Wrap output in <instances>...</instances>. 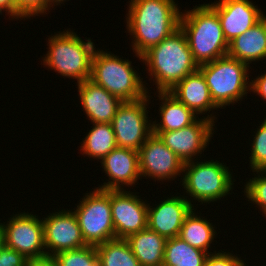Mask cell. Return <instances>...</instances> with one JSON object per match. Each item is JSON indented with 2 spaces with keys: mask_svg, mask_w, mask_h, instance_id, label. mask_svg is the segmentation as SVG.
Masks as SVG:
<instances>
[{
  "mask_svg": "<svg viewBox=\"0 0 266 266\" xmlns=\"http://www.w3.org/2000/svg\"><path fill=\"white\" fill-rule=\"evenodd\" d=\"M99 266H141L126 239L115 238L96 245Z\"/></svg>",
  "mask_w": 266,
  "mask_h": 266,
  "instance_id": "26",
  "label": "cell"
},
{
  "mask_svg": "<svg viewBox=\"0 0 266 266\" xmlns=\"http://www.w3.org/2000/svg\"><path fill=\"white\" fill-rule=\"evenodd\" d=\"M250 159L251 170H266V119L257 128L253 139Z\"/></svg>",
  "mask_w": 266,
  "mask_h": 266,
  "instance_id": "28",
  "label": "cell"
},
{
  "mask_svg": "<svg viewBox=\"0 0 266 266\" xmlns=\"http://www.w3.org/2000/svg\"><path fill=\"white\" fill-rule=\"evenodd\" d=\"M73 212L87 245L96 246L116 238L111 213L110 190L96 188L92 193H87Z\"/></svg>",
  "mask_w": 266,
  "mask_h": 266,
  "instance_id": "8",
  "label": "cell"
},
{
  "mask_svg": "<svg viewBox=\"0 0 266 266\" xmlns=\"http://www.w3.org/2000/svg\"><path fill=\"white\" fill-rule=\"evenodd\" d=\"M42 222L45 248L51 251L47 252V256L87 245L74 212L64 209V211L50 213L47 218L42 219Z\"/></svg>",
  "mask_w": 266,
  "mask_h": 266,
  "instance_id": "14",
  "label": "cell"
},
{
  "mask_svg": "<svg viewBox=\"0 0 266 266\" xmlns=\"http://www.w3.org/2000/svg\"><path fill=\"white\" fill-rule=\"evenodd\" d=\"M49 50L43 58V65L54 69L64 77L77 80V84L91 77L94 42H84L75 32L63 31L48 39Z\"/></svg>",
  "mask_w": 266,
  "mask_h": 266,
  "instance_id": "5",
  "label": "cell"
},
{
  "mask_svg": "<svg viewBox=\"0 0 266 266\" xmlns=\"http://www.w3.org/2000/svg\"><path fill=\"white\" fill-rule=\"evenodd\" d=\"M49 1V3H50V7H52L53 8V5L52 4H57V5H59L60 3H62L63 1H65V0H48ZM62 1V2H61ZM52 5V6H51Z\"/></svg>",
  "mask_w": 266,
  "mask_h": 266,
  "instance_id": "37",
  "label": "cell"
},
{
  "mask_svg": "<svg viewBox=\"0 0 266 266\" xmlns=\"http://www.w3.org/2000/svg\"><path fill=\"white\" fill-rule=\"evenodd\" d=\"M253 172H257L258 177H254L247 182L245 185L244 194L245 196L252 201L253 203H256L264 212V216H266V170H256ZM265 174V175H264Z\"/></svg>",
  "mask_w": 266,
  "mask_h": 266,
  "instance_id": "29",
  "label": "cell"
},
{
  "mask_svg": "<svg viewBox=\"0 0 266 266\" xmlns=\"http://www.w3.org/2000/svg\"><path fill=\"white\" fill-rule=\"evenodd\" d=\"M2 11H6V10L3 9V8L0 6V14H2Z\"/></svg>",
  "mask_w": 266,
  "mask_h": 266,
  "instance_id": "38",
  "label": "cell"
},
{
  "mask_svg": "<svg viewBox=\"0 0 266 266\" xmlns=\"http://www.w3.org/2000/svg\"><path fill=\"white\" fill-rule=\"evenodd\" d=\"M93 125L80 149L88 157L102 160L117 147L115 133L111 123H93Z\"/></svg>",
  "mask_w": 266,
  "mask_h": 266,
  "instance_id": "25",
  "label": "cell"
},
{
  "mask_svg": "<svg viewBox=\"0 0 266 266\" xmlns=\"http://www.w3.org/2000/svg\"><path fill=\"white\" fill-rule=\"evenodd\" d=\"M15 10L25 19L31 16H38L50 9L48 0H14ZM36 14V15H35Z\"/></svg>",
  "mask_w": 266,
  "mask_h": 266,
  "instance_id": "30",
  "label": "cell"
},
{
  "mask_svg": "<svg viewBox=\"0 0 266 266\" xmlns=\"http://www.w3.org/2000/svg\"><path fill=\"white\" fill-rule=\"evenodd\" d=\"M215 116L209 115L203 119H196L192 124L179 130L153 132L174 152L183 163L192 161L196 154H202V150L209 144L213 137Z\"/></svg>",
  "mask_w": 266,
  "mask_h": 266,
  "instance_id": "11",
  "label": "cell"
},
{
  "mask_svg": "<svg viewBox=\"0 0 266 266\" xmlns=\"http://www.w3.org/2000/svg\"><path fill=\"white\" fill-rule=\"evenodd\" d=\"M207 256V252L173 237L166 240L163 266H204Z\"/></svg>",
  "mask_w": 266,
  "mask_h": 266,
  "instance_id": "23",
  "label": "cell"
},
{
  "mask_svg": "<svg viewBox=\"0 0 266 266\" xmlns=\"http://www.w3.org/2000/svg\"><path fill=\"white\" fill-rule=\"evenodd\" d=\"M250 90L255 92L257 95H260L263 100H266V73H264L250 81Z\"/></svg>",
  "mask_w": 266,
  "mask_h": 266,
  "instance_id": "33",
  "label": "cell"
},
{
  "mask_svg": "<svg viewBox=\"0 0 266 266\" xmlns=\"http://www.w3.org/2000/svg\"><path fill=\"white\" fill-rule=\"evenodd\" d=\"M193 210L186 216L178 237L209 254L208 248L215 238L216 231L212 223L198 217Z\"/></svg>",
  "mask_w": 266,
  "mask_h": 266,
  "instance_id": "24",
  "label": "cell"
},
{
  "mask_svg": "<svg viewBox=\"0 0 266 266\" xmlns=\"http://www.w3.org/2000/svg\"><path fill=\"white\" fill-rule=\"evenodd\" d=\"M101 166L109 182L97 187L101 190H120L124 189L120 185H132L140 179L138 151L130 148L115 147L102 161ZM112 180V181H111ZM121 183V184H120Z\"/></svg>",
  "mask_w": 266,
  "mask_h": 266,
  "instance_id": "17",
  "label": "cell"
},
{
  "mask_svg": "<svg viewBox=\"0 0 266 266\" xmlns=\"http://www.w3.org/2000/svg\"><path fill=\"white\" fill-rule=\"evenodd\" d=\"M53 257L59 266H99L95 245H86L82 248L62 251Z\"/></svg>",
  "mask_w": 266,
  "mask_h": 266,
  "instance_id": "27",
  "label": "cell"
},
{
  "mask_svg": "<svg viewBox=\"0 0 266 266\" xmlns=\"http://www.w3.org/2000/svg\"><path fill=\"white\" fill-rule=\"evenodd\" d=\"M181 13L174 0H131L126 17L132 47L141 60L151 47L180 28Z\"/></svg>",
  "mask_w": 266,
  "mask_h": 266,
  "instance_id": "1",
  "label": "cell"
},
{
  "mask_svg": "<svg viewBox=\"0 0 266 266\" xmlns=\"http://www.w3.org/2000/svg\"><path fill=\"white\" fill-rule=\"evenodd\" d=\"M5 246V228L4 224L0 223V250Z\"/></svg>",
  "mask_w": 266,
  "mask_h": 266,
  "instance_id": "36",
  "label": "cell"
},
{
  "mask_svg": "<svg viewBox=\"0 0 266 266\" xmlns=\"http://www.w3.org/2000/svg\"><path fill=\"white\" fill-rule=\"evenodd\" d=\"M194 162L184 163L183 168L182 185L188 195L198 202L210 203L230 193L233 180L228 167L217 160Z\"/></svg>",
  "mask_w": 266,
  "mask_h": 266,
  "instance_id": "7",
  "label": "cell"
},
{
  "mask_svg": "<svg viewBox=\"0 0 266 266\" xmlns=\"http://www.w3.org/2000/svg\"><path fill=\"white\" fill-rule=\"evenodd\" d=\"M140 78L129 60L102 50H95L90 80L104 87L122 102L137 101L147 96V88Z\"/></svg>",
  "mask_w": 266,
  "mask_h": 266,
  "instance_id": "4",
  "label": "cell"
},
{
  "mask_svg": "<svg viewBox=\"0 0 266 266\" xmlns=\"http://www.w3.org/2000/svg\"><path fill=\"white\" fill-rule=\"evenodd\" d=\"M217 252L215 253L210 252L208 254L204 266H246L247 264L240 260V257L234 256L231 253L226 252Z\"/></svg>",
  "mask_w": 266,
  "mask_h": 266,
  "instance_id": "31",
  "label": "cell"
},
{
  "mask_svg": "<svg viewBox=\"0 0 266 266\" xmlns=\"http://www.w3.org/2000/svg\"><path fill=\"white\" fill-rule=\"evenodd\" d=\"M0 6L5 9L6 13H8L12 18L23 19V17L15 10L14 0H0Z\"/></svg>",
  "mask_w": 266,
  "mask_h": 266,
  "instance_id": "35",
  "label": "cell"
},
{
  "mask_svg": "<svg viewBox=\"0 0 266 266\" xmlns=\"http://www.w3.org/2000/svg\"><path fill=\"white\" fill-rule=\"evenodd\" d=\"M148 203L147 227L166 239L178 237L186 216L194 209L191 200L185 197H169L156 207Z\"/></svg>",
  "mask_w": 266,
  "mask_h": 266,
  "instance_id": "16",
  "label": "cell"
},
{
  "mask_svg": "<svg viewBox=\"0 0 266 266\" xmlns=\"http://www.w3.org/2000/svg\"><path fill=\"white\" fill-rule=\"evenodd\" d=\"M208 5L217 13L228 44L265 16L249 0H219Z\"/></svg>",
  "mask_w": 266,
  "mask_h": 266,
  "instance_id": "15",
  "label": "cell"
},
{
  "mask_svg": "<svg viewBox=\"0 0 266 266\" xmlns=\"http://www.w3.org/2000/svg\"><path fill=\"white\" fill-rule=\"evenodd\" d=\"M138 161L141 177L161 181L176 178L184 168L183 161L155 134L138 150Z\"/></svg>",
  "mask_w": 266,
  "mask_h": 266,
  "instance_id": "13",
  "label": "cell"
},
{
  "mask_svg": "<svg viewBox=\"0 0 266 266\" xmlns=\"http://www.w3.org/2000/svg\"><path fill=\"white\" fill-rule=\"evenodd\" d=\"M228 55L248 66L266 58V16L229 43Z\"/></svg>",
  "mask_w": 266,
  "mask_h": 266,
  "instance_id": "20",
  "label": "cell"
},
{
  "mask_svg": "<svg viewBox=\"0 0 266 266\" xmlns=\"http://www.w3.org/2000/svg\"><path fill=\"white\" fill-rule=\"evenodd\" d=\"M36 217L20 213L4 224L5 246L23 254L28 260L43 258L48 252L44 243L43 222Z\"/></svg>",
  "mask_w": 266,
  "mask_h": 266,
  "instance_id": "10",
  "label": "cell"
},
{
  "mask_svg": "<svg viewBox=\"0 0 266 266\" xmlns=\"http://www.w3.org/2000/svg\"><path fill=\"white\" fill-rule=\"evenodd\" d=\"M83 110L92 123H111L122 101L90 79L78 83Z\"/></svg>",
  "mask_w": 266,
  "mask_h": 266,
  "instance_id": "18",
  "label": "cell"
},
{
  "mask_svg": "<svg viewBox=\"0 0 266 266\" xmlns=\"http://www.w3.org/2000/svg\"><path fill=\"white\" fill-rule=\"evenodd\" d=\"M168 92L196 115L218 108L210 96L205 77L199 69L187 75Z\"/></svg>",
  "mask_w": 266,
  "mask_h": 266,
  "instance_id": "19",
  "label": "cell"
},
{
  "mask_svg": "<svg viewBox=\"0 0 266 266\" xmlns=\"http://www.w3.org/2000/svg\"><path fill=\"white\" fill-rule=\"evenodd\" d=\"M158 95L160 100H163L159 110L162 120L157 124L156 121H153V132L179 130L192 124L197 119L196 114L191 109L187 108L169 92H158Z\"/></svg>",
  "mask_w": 266,
  "mask_h": 266,
  "instance_id": "22",
  "label": "cell"
},
{
  "mask_svg": "<svg viewBox=\"0 0 266 266\" xmlns=\"http://www.w3.org/2000/svg\"><path fill=\"white\" fill-rule=\"evenodd\" d=\"M141 266H163L166 238L148 227L126 238Z\"/></svg>",
  "mask_w": 266,
  "mask_h": 266,
  "instance_id": "21",
  "label": "cell"
},
{
  "mask_svg": "<svg viewBox=\"0 0 266 266\" xmlns=\"http://www.w3.org/2000/svg\"><path fill=\"white\" fill-rule=\"evenodd\" d=\"M150 96L132 102H122L111 122L118 147L138 151L153 134L146 107ZM147 112V113H146Z\"/></svg>",
  "mask_w": 266,
  "mask_h": 266,
  "instance_id": "9",
  "label": "cell"
},
{
  "mask_svg": "<svg viewBox=\"0 0 266 266\" xmlns=\"http://www.w3.org/2000/svg\"><path fill=\"white\" fill-rule=\"evenodd\" d=\"M248 68L246 63L228 54L198 66L205 77L210 96L218 108L240 101L247 91H250Z\"/></svg>",
  "mask_w": 266,
  "mask_h": 266,
  "instance_id": "6",
  "label": "cell"
},
{
  "mask_svg": "<svg viewBox=\"0 0 266 266\" xmlns=\"http://www.w3.org/2000/svg\"><path fill=\"white\" fill-rule=\"evenodd\" d=\"M124 189L110 190V203L115 237L129 235L147 228L148 203ZM143 201V202H142Z\"/></svg>",
  "mask_w": 266,
  "mask_h": 266,
  "instance_id": "12",
  "label": "cell"
},
{
  "mask_svg": "<svg viewBox=\"0 0 266 266\" xmlns=\"http://www.w3.org/2000/svg\"><path fill=\"white\" fill-rule=\"evenodd\" d=\"M28 266H59L53 256H45L43 258L31 259Z\"/></svg>",
  "mask_w": 266,
  "mask_h": 266,
  "instance_id": "34",
  "label": "cell"
},
{
  "mask_svg": "<svg viewBox=\"0 0 266 266\" xmlns=\"http://www.w3.org/2000/svg\"><path fill=\"white\" fill-rule=\"evenodd\" d=\"M28 259L14 249L4 246L0 250V266H28Z\"/></svg>",
  "mask_w": 266,
  "mask_h": 266,
  "instance_id": "32",
  "label": "cell"
},
{
  "mask_svg": "<svg viewBox=\"0 0 266 266\" xmlns=\"http://www.w3.org/2000/svg\"><path fill=\"white\" fill-rule=\"evenodd\" d=\"M181 13L180 28L185 33L194 62L200 66L228 54L217 13L208 5Z\"/></svg>",
  "mask_w": 266,
  "mask_h": 266,
  "instance_id": "3",
  "label": "cell"
},
{
  "mask_svg": "<svg viewBox=\"0 0 266 266\" xmlns=\"http://www.w3.org/2000/svg\"><path fill=\"white\" fill-rule=\"evenodd\" d=\"M142 61L148 66L150 77L155 78L158 92L170 91L198 69L181 28L146 51Z\"/></svg>",
  "mask_w": 266,
  "mask_h": 266,
  "instance_id": "2",
  "label": "cell"
}]
</instances>
